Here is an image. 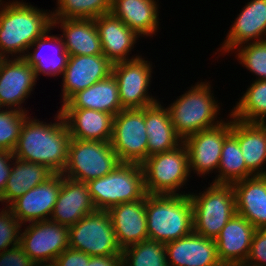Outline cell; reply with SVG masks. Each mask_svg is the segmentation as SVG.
I'll return each mask as SVG.
<instances>
[{"mask_svg": "<svg viewBox=\"0 0 266 266\" xmlns=\"http://www.w3.org/2000/svg\"><path fill=\"white\" fill-rule=\"evenodd\" d=\"M31 117L28 116L22 125L14 157L44 165L53 173H62L71 136L61 111L58 109L54 123Z\"/></svg>", "mask_w": 266, "mask_h": 266, "instance_id": "1", "label": "cell"}, {"mask_svg": "<svg viewBox=\"0 0 266 266\" xmlns=\"http://www.w3.org/2000/svg\"><path fill=\"white\" fill-rule=\"evenodd\" d=\"M51 28L50 10H42L23 0L3 1L0 5V56L24 57L35 40Z\"/></svg>", "mask_w": 266, "mask_h": 266, "instance_id": "2", "label": "cell"}, {"mask_svg": "<svg viewBox=\"0 0 266 266\" xmlns=\"http://www.w3.org/2000/svg\"><path fill=\"white\" fill-rule=\"evenodd\" d=\"M148 239L166 244L193 231V204L189 195L145 196Z\"/></svg>", "mask_w": 266, "mask_h": 266, "instance_id": "3", "label": "cell"}, {"mask_svg": "<svg viewBox=\"0 0 266 266\" xmlns=\"http://www.w3.org/2000/svg\"><path fill=\"white\" fill-rule=\"evenodd\" d=\"M211 89L209 81L197 82L167 106L175 132L182 140L224 121L218 117L221 107Z\"/></svg>", "mask_w": 266, "mask_h": 266, "instance_id": "4", "label": "cell"}, {"mask_svg": "<svg viewBox=\"0 0 266 266\" xmlns=\"http://www.w3.org/2000/svg\"><path fill=\"white\" fill-rule=\"evenodd\" d=\"M97 210L143 199L147 193L141 164L120 162L109 174L87 182Z\"/></svg>", "mask_w": 266, "mask_h": 266, "instance_id": "5", "label": "cell"}, {"mask_svg": "<svg viewBox=\"0 0 266 266\" xmlns=\"http://www.w3.org/2000/svg\"><path fill=\"white\" fill-rule=\"evenodd\" d=\"M188 193L193 204V231L215 240L236 213L233 186L210 183L202 192Z\"/></svg>", "mask_w": 266, "mask_h": 266, "instance_id": "6", "label": "cell"}, {"mask_svg": "<svg viewBox=\"0 0 266 266\" xmlns=\"http://www.w3.org/2000/svg\"><path fill=\"white\" fill-rule=\"evenodd\" d=\"M147 194L185 195L180 188L192 177L189 170L188 152L182 143L169 152L149 156L142 164Z\"/></svg>", "mask_w": 266, "mask_h": 266, "instance_id": "7", "label": "cell"}, {"mask_svg": "<svg viewBox=\"0 0 266 266\" xmlns=\"http://www.w3.org/2000/svg\"><path fill=\"white\" fill-rule=\"evenodd\" d=\"M120 164L110 141L71 138L62 175L87 183L109 174Z\"/></svg>", "mask_w": 266, "mask_h": 266, "instance_id": "8", "label": "cell"}, {"mask_svg": "<svg viewBox=\"0 0 266 266\" xmlns=\"http://www.w3.org/2000/svg\"><path fill=\"white\" fill-rule=\"evenodd\" d=\"M69 248L89 256L122 254L107 210H96L69 227Z\"/></svg>", "mask_w": 266, "mask_h": 266, "instance_id": "9", "label": "cell"}, {"mask_svg": "<svg viewBox=\"0 0 266 266\" xmlns=\"http://www.w3.org/2000/svg\"><path fill=\"white\" fill-rule=\"evenodd\" d=\"M145 107L123 109L113 119L110 143L120 162L142 164L148 158Z\"/></svg>", "mask_w": 266, "mask_h": 266, "instance_id": "10", "label": "cell"}, {"mask_svg": "<svg viewBox=\"0 0 266 266\" xmlns=\"http://www.w3.org/2000/svg\"><path fill=\"white\" fill-rule=\"evenodd\" d=\"M152 66V61H146L142 55L113 64L112 74L118 83L122 109H141L159 101L149 93L153 77Z\"/></svg>", "mask_w": 266, "mask_h": 266, "instance_id": "11", "label": "cell"}, {"mask_svg": "<svg viewBox=\"0 0 266 266\" xmlns=\"http://www.w3.org/2000/svg\"><path fill=\"white\" fill-rule=\"evenodd\" d=\"M28 224L22 225L20 245L37 265L53 264L69 248V227L50 220Z\"/></svg>", "mask_w": 266, "mask_h": 266, "instance_id": "12", "label": "cell"}, {"mask_svg": "<svg viewBox=\"0 0 266 266\" xmlns=\"http://www.w3.org/2000/svg\"><path fill=\"white\" fill-rule=\"evenodd\" d=\"M219 125L199 131L183 140L188 152L189 170L198 177H204L211 172L217 173L220 163L222 146L231 134L232 117L229 115ZM214 170V171H213Z\"/></svg>", "mask_w": 266, "mask_h": 266, "instance_id": "13", "label": "cell"}, {"mask_svg": "<svg viewBox=\"0 0 266 266\" xmlns=\"http://www.w3.org/2000/svg\"><path fill=\"white\" fill-rule=\"evenodd\" d=\"M37 80L34 69L23 57L3 58L0 63V108L29 113L22 104L35 90Z\"/></svg>", "mask_w": 266, "mask_h": 266, "instance_id": "14", "label": "cell"}, {"mask_svg": "<svg viewBox=\"0 0 266 266\" xmlns=\"http://www.w3.org/2000/svg\"><path fill=\"white\" fill-rule=\"evenodd\" d=\"M62 183V173H54L45 182L30 189L8 207L22 224L49 220Z\"/></svg>", "mask_w": 266, "mask_h": 266, "instance_id": "15", "label": "cell"}, {"mask_svg": "<svg viewBox=\"0 0 266 266\" xmlns=\"http://www.w3.org/2000/svg\"><path fill=\"white\" fill-rule=\"evenodd\" d=\"M112 66L103 54L69 56L62 75V105L77 92L112 74Z\"/></svg>", "mask_w": 266, "mask_h": 266, "instance_id": "16", "label": "cell"}, {"mask_svg": "<svg viewBox=\"0 0 266 266\" xmlns=\"http://www.w3.org/2000/svg\"><path fill=\"white\" fill-rule=\"evenodd\" d=\"M245 4L217 50L222 56L232 54L242 44L266 40V0H251Z\"/></svg>", "mask_w": 266, "mask_h": 266, "instance_id": "17", "label": "cell"}, {"mask_svg": "<svg viewBox=\"0 0 266 266\" xmlns=\"http://www.w3.org/2000/svg\"><path fill=\"white\" fill-rule=\"evenodd\" d=\"M169 266H223L217 255L216 241L192 231L165 244Z\"/></svg>", "mask_w": 266, "mask_h": 266, "instance_id": "18", "label": "cell"}, {"mask_svg": "<svg viewBox=\"0 0 266 266\" xmlns=\"http://www.w3.org/2000/svg\"><path fill=\"white\" fill-rule=\"evenodd\" d=\"M103 55L112 63L129 61L140 57L134 54L130 57L132 49L136 46L139 37L123 21L116 18L111 12L95 18Z\"/></svg>", "mask_w": 266, "mask_h": 266, "instance_id": "19", "label": "cell"}, {"mask_svg": "<svg viewBox=\"0 0 266 266\" xmlns=\"http://www.w3.org/2000/svg\"><path fill=\"white\" fill-rule=\"evenodd\" d=\"M96 210L87 183L62 175L60 192L49 220L70 227Z\"/></svg>", "mask_w": 266, "mask_h": 266, "instance_id": "20", "label": "cell"}, {"mask_svg": "<svg viewBox=\"0 0 266 266\" xmlns=\"http://www.w3.org/2000/svg\"><path fill=\"white\" fill-rule=\"evenodd\" d=\"M107 211L118 245L122 249L148 239L145 197L133 202L114 205Z\"/></svg>", "mask_w": 266, "mask_h": 266, "instance_id": "21", "label": "cell"}, {"mask_svg": "<svg viewBox=\"0 0 266 266\" xmlns=\"http://www.w3.org/2000/svg\"><path fill=\"white\" fill-rule=\"evenodd\" d=\"M256 228L235 213L215 239L217 255L223 266L246 261Z\"/></svg>", "mask_w": 266, "mask_h": 266, "instance_id": "22", "label": "cell"}, {"mask_svg": "<svg viewBox=\"0 0 266 266\" xmlns=\"http://www.w3.org/2000/svg\"><path fill=\"white\" fill-rule=\"evenodd\" d=\"M62 31L59 36L69 56L101 55V41L94 19H60L52 18V28Z\"/></svg>", "mask_w": 266, "mask_h": 266, "instance_id": "23", "label": "cell"}, {"mask_svg": "<svg viewBox=\"0 0 266 266\" xmlns=\"http://www.w3.org/2000/svg\"><path fill=\"white\" fill-rule=\"evenodd\" d=\"M51 30H54V28H51L44 35L36 39L23 57L34 69L38 80L40 74L47 77L63 75L67 65L68 52L64 49L61 37L58 34L51 35ZM49 48H53L54 52L52 51L51 53Z\"/></svg>", "mask_w": 266, "mask_h": 266, "instance_id": "24", "label": "cell"}, {"mask_svg": "<svg viewBox=\"0 0 266 266\" xmlns=\"http://www.w3.org/2000/svg\"><path fill=\"white\" fill-rule=\"evenodd\" d=\"M236 213L256 229H266V175H254L232 184Z\"/></svg>", "mask_w": 266, "mask_h": 266, "instance_id": "25", "label": "cell"}, {"mask_svg": "<svg viewBox=\"0 0 266 266\" xmlns=\"http://www.w3.org/2000/svg\"><path fill=\"white\" fill-rule=\"evenodd\" d=\"M231 134L238 140L247 169L253 175H266V123L232 118Z\"/></svg>", "mask_w": 266, "mask_h": 266, "instance_id": "26", "label": "cell"}, {"mask_svg": "<svg viewBox=\"0 0 266 266\" xmlns=\"http://www.w3.org/2000/svg\"><path fill=\"white\" fill-rule=\"evenodd\" d=\"M158 0H112L111 13L139 37L153 38L159 28Z\"/></svg>", "mask_w": 266, "mask_h": 266, "instance_id": "27", "label": "cell"}, {"mask_svg": "<svg viewBox=\"0 0 266 266\" xmlns=\"http://www.w3.org/2000/svg\"><path fill=\"white\" fill-rule=\"evenodd\" d=\"M73 139L110 141L114 116L93 109H59Z\"/></svg>", "mask_w": 266, "mask_h": 266, "instance_id": "28", "label": "cell"}, {"mask_svg": "<svg viewBox=\"0 0 266 266\" xmlns=\"http://www.w3.org/2000/svg\"><path fill=\"white\" fill-rule=\"evenodd\" d=\"M113 74L74 94L60 109H93L116 116L122 109Z\"/></svg>", "mask_w": 266, "mask_h": 266, "instance_id": "29", "label": "cell"}, {"mask_svg": "<svg viewBox=\"0 0 266 266\" xmlns=\"http://www.w3.org/2000/svg\"><path fill=\"white\" fill-rule=\"evenodd\" d=\"M145 127L148 138V157L169 152L183 143L176 134L167 107L160 100L145 107Z\"/></svg>", "mask_w": 266, "mask_h": 266, "instance_id": "30", "label": "cell"}, {"mask_svg": "<svg viewBox=\"0 0 266 266\" xmlns=\"http://www.w3.org/2000/svg\"><path fill=\"white\" fill-rule=\"evenodd\" d=\"M54 173L44 165L13 159L10 176L7 179L0 202L9 206L14 200L30 189L45 182Z\"/></svg>", "mask_w": 266, "mask_h": 266, "instance_id": "31", "label": "cell"}, {"mask_svg": "<svg viewBox=\"0 0 266 266\" xmlns=\"http://www.w3.org/2000/svg\"><path fill=\"white\" fill-rule=\"evenodd\" d=\"M214 184L232 185L254 176L246 167L238 140L230 134L224 141Z\"/></svg>", "mask_w": 266, "mask_h": 266, "instance_id": "32", "label": "cell"}, {"mask_svg": "<svg viewBox=\"0 0 266 266\" xmlns=\"http://www.w3.org/2000/svg\"><path fill=\"white\" fill-rule=\"evenodd\" d=\"M238 100L228 115L247 123H266V80H254Z\"/></svg>", "mask_w": 266, "mask_h": 266, "instance_id": "33", "label": "cell"}, {"mask_svg": "<svg viewBox=\"0 0 266 266\" xmlns=\"http://www.w3.org/2000/svg\"><path fill=\"white\" fill-rule=\"evenodd\" d=\"M122 266H169L165 244L146 239L122 249Z\"/></svg>", "mask_w": 266, "mask_h": 266, "instance_id": "34", "label": "cell"}, {"mask_svg": "<svg viewBox=\"0 0 266 266\" xmlns=\"http://www.w3.org/2000/svg\"><path fill=\"white\" fill-rule=\"evenodd\" d=\"M52 18L95 19L111 12L112 0H56Z\"/></svg>", "mask_w": 266, "mask_h": 266, "instance_id": "35", "label": "cell"}, {"mask_svg": "<svg viewBox=\"0 0 266 266\" xmlns=\"http://www.w3.org/2000/svg\"><path fill=\"white\" fill-rule=\"evenodd\" d=\"M233 52L238 62L255 74V80H266V40L242 44Z\"/></svg>", "mask_w": 266, "mask_h": 266, "instance_id": "36", "label": "cell"}, {"mask_svg": "<svg viewBox=\"0 0 266 266\" xmlns=\"http://www.w3.org/2000/svg\"><path fill=\"white\" fill-rule=\"evenodd\" d=\"M32 114L17 109L0 108V151H14L25 119Z\"/></svg>", "mask_w": 266, "mask_h": 266, "instance_id": "37", "label": "cell"}, {"mask_svg": "<svg viewBox=\"0 0 266 266\" xmlns=\"http://www.w3.org/2000/svg\"><path fill=\"white\" fill-rule=\"evenodd\" d=\"M0 253L20 244L22 224L9 207L0 209Z\"/></svg>", "mask_w": 266, "mask_h": 266, "instance_id": "38", "label": "cell"}, {"mask_svg": "<svg viewBox=\"0 0 266 266\" xmlns=\"http://www.w3.org/2000/svg\"><path fill=\"white\" fill-rule=\"evenodd\" d=\"M246 262L266 266V229H256Z\"/></svg>", "mask_w": 266, "mask_h": 266, "instance_id": "39", "label": "cell"}, {"mask_svg": "<svg viewBox=\"0 0 266 266\" xmlns=\"http://www.w3.org/2000/svg\"><path fill=\"white\" fill-rule=\"evenodd\" d=\"M0 266H37L19 244L0 253Z\"/></svg>", "mask_w": 266, "mask_h": 266, "instance_id": "40", "label": "cell"}, {"mask_svg": "<svg viewBox=\"0 0 266 266\" xmlns=\"http://www.w3.org/2000/svg\"><path fill=\"white\" fill-rule=\"evenodd\" d=\"M91 256L88 254L74 250L65 249L54 261V266H87Z\"/></svg>", "mask_w": 266, "mask_h": 266, "instance_id": "41", "label": "cell"}, {"mask_svg": "<svg viewBox=\"0 0 266 266\" xmlns=\"http://www.w3.org/2000/svg\"><path fill=\"white\" fill-rule=\"evenodd\" d=\"M13 159V152L9 150L0 151V198L2 197L3 191L5 189L7 179L10 176Z\"/></svg>", "mask_w": 266, "mask_h": 266, "instance_id": "42", "label": "cell"}, {"mask_svg": "<svg viewBox=\"0 0 266 266\" xmlns=\"http://www.w3.org/2000/svg\"><path fill=\"white\" fill-rule=\"evenodd\" d=\"M87 266H122V254L91 256Z\"/></svg>", "mask_w": 266, "mask_h": 266, "instance_id": "43", "label": "cell"}, {"mask_svg": "<svg viewBox=\"0 0 266 266\" xmlns=\"http://www.w3.org/2000/svg\"><path fill=\"white\" fill-rule=\"evenodd\" d=\"M227 266H256V265L249 264L248 262L244 261V262L232 263Z\"/></svg>", "mask_w": 266, "mask_h": 266, "instance_id": "44", "label": "cell"}, {"mask_svg": "<svg viewBox=\"0 0 266 266\" xmlns=\"http://www.w3.org/2000/svg\"><path fill=\"white\" fill-rule=\"evenodd\" d=\"M37 266H54L53 264H44V265H37Z\"/></svg>", "mask_w": 266, "mask_h": 266, "instance_id": "45", "label": "cell"}]
</instances>
